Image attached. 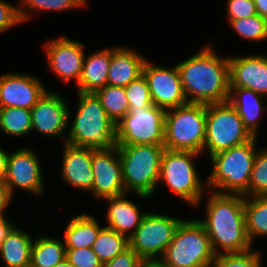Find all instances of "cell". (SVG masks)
<instances>
[{"instance_id":"obj_17","label":"cell","mask_w":267,"mask_h":267,"mask_svg":"<svg viewBox=\"0 0 267 267\" xmlns=\"http://www.w3.org/2000/svg\"><path fill=\"white\" fill-rule=\"evenodd\" d=\"M47 91L43 81L32 73L0 74V107H20L31 110Z\"/></svg>"},{"instance_id":"obj_45","label":"cell","mask_w":267,"mask_h":267,"mask_svg":"<svg viewBox=\"0 0 267 267\" xmlns=\"http://www.w3.org/2000/svg\"><path fill=\"white\" fill-rule=\"evenodd\" d=\"M54 267H76V266L71 264L65 257L61 262L56 264Z\"/></svg>"},{"instance_id":"obj_16","label":"cell","mask_w":267,"mask_h":267,"mask_svg":"<svg viewBox=\"0 0 267 267\" xmlns=\"http://www.w3.org/2000/svg\"><path fill=\"white\" fill-rule=\"evenodd\" d=\"M92 170L94 183L91 194L96 200L126 194L117 145L110 149H93Z\"/></svg>"},{"instance_id":"obj_29","label":"cell","mask_w":267,"mask_h":267,"mask_svg":"<svg viewBox=\"0 0 267 267\" xmlns=\"http://www.w3.org/2000/svg\"><path fill=\"white\" fill-rule=\"evenodd\" d=\"M0 131L10 137L32 134L31 110L20 107H0Z\"/></svg>"},{"instance_id":"obj_1","label":"cell","mask_w":267,"mask_h":267,"mask_svg":"<svg viewBox=\"0 0 267 267\" xmlns=\"http://www.w3.org/2000/svg\"><path fill=\"white\" fill-rule=\"evenodd\" d=\"M215 48L212 42H206L196 54L176 63L188 103L208 105L228 101V56L221 57Z\"/></svg>"},{"instance_id":"obj_18","label":"cell","mask_w":267,"mask_h":267,"mask_svg":"<svg viewBox=\"0 0 267 267\" xmlns=\"http://www.w3.org/2000/svg\"><path fill=\"white\" fill-rule=\"evenodd\" d=\"M259 53L228 55L230 87L251 89L267 97V55Z\"/></svg>"},{"instance_id":"obj_40","label":"cell","mask_w":267,"mask_h":267,"mask_svg":"<svg viewBox=\"0 0 267 267\" xmlns=\"http://www.w3.org/2000/svg\"><path fill=\"white\" fill-rule=\"evenodd\" d=\"M12 202L13 196L10 194L5 180H0V216L7 215L5 211L11 207Z\"/></svg>"},{"instance_id":"obj_14","label":"cell","mask_w":267,"mask_h":267,"mask_svg":"<svg viewBox=\"0 0 267 267\" xmlns=\"http://www.w3.org/2000/svg\"><path fill=\"white\" fill-rule=\"evenodd\" d=\"M65 98L54 90H47L43 94L31 108L32 133H39L44 138H59L63 144L66 143L68 112L71 106Z\"/></svg>"},{"instance_id":"obj_24","label":"cell","mask_w":267,"mask_h":267,"mask_svg":"<svg viewBox=\"0 0 267 267\" xmlns=\"http://www.w3.org/2000/svg\"><path fill=\"white\" fill-rule=\"evenodd\" d=\"M99 221L88 213L71 215L62 236L65 249L92 248L100 230L104 227Z\"/></svg>"},{"instance_id":"obj_36","label":"cell","mask_w":267,"mask_h":267,"mask_svg":"<svg viewBox=\"0 0 267 267\" xmlns=\"http://www.w3.org/2000/svg\"><path fill=\"white\" fill-rule=\"evenodd\" d=\"M226 21L229 24L232 20L252 17L257 15L253 0H225Z\"/></svg>"},{"instance_id":"obj_30","label":"cell","mask_w":267,"mask_h":267,"mask_svg":"<svg viewBox=\"0 0 267 267\" xmlns=\"http://www.w3.org/2000/svg\"><path fill=\"white\" fill-rule=\"evenodd\" d=\"M129 248V239L108 227H103L92 245V250L105 263Z\"/></svg>"},{"instance_id":"obj_3","label":"cell","mask_w":267,"mask_h":267,"mask_svg":"<svg viewBox=\"0 0 267 267\" xmlns=\"http://www.w3.org/2000/svg\"><path fill=\"white\" fill-rule=\"evenodd\" d=\"M77 98L74 114L69 107L66 143L95 150L114 147L116 124L108 117L96 94L77 92Z\"/></svg>"},{"instance_id":"obj_9","label":"cell","mask_w":267,"mask_h":267,"mask_svg":"<svg viewBox=\"0 0 267 267\" xmlns=\"http://www.w3.org/2000/svg\"><path fill=\"white\" fill-rule=\"evenodd\" d=\"M252 138L235 108L228 101L206 105L204 155L210 158Z\"/></svg>"},{"instance_id":"obj_26","label":"cell","mask_w":267,"mask_h":267,"mask_svg":"<svg viewBox=\"0 0 267 267\" xmlns=\"http://www.w3.org/2000/svg\"><path fill=\"white\" fill-rule=\"evenodd\" d=\"M66 255L64 240L48 235L35 237L31 247L30 267H54Z\"/></svg>"},{"instance_id":"obj_11","label":"cell","mask_w":267,"mask_h":267,"mask_svg":"<svg viewBox=\"0 0 267 267\" xmlns=\"http://www.w3.org/2000/svg\"><path fill=\"white\" fill-rule=\"evenodd\" d=\"M184 218L148 211L129 238V247L143 261L159 260Z\"/></svg>"},{"instance_id":"obj_27","label":"cell","mask_w":267,"mask_h":267,"mask_svg":"<svg viewBox=\"0 0 267 267\" xmlns=\"http://www.w3.org/2000/svg\"><path fill=\"white\" fill-rule=\"evenodd\" d=\"M244 213L247 234L254 245L257 238L267 237V196L244 197Z\"/></svg>"},{"instance_id":"obj_23","label":"cell","mask_w":267,"mask_h":267,"mask_svg":"<svg viewBox=\"0 0 267 267\" xmlns=\"http://www.w3.org/2000/svg\"><path fill=\"white\" fill-rule=\"evenodd\" d=\"M110 60L111 46L85 54L76 92L95 93L106 86Z\"/></svg>"},{"instance_id":"obj_22","label":"cell","mask_w":267,"mask_h":267,"mask_svg":"<svg viewBox=\"0 0 267 267\" xmlns=\"http://www.w3.org/2000/svg\"><path fill=\"white\" fill-rule=\"evenodd\" d=\"M228 102L235 108L249 133L258 138L260 121L267 112V97L251 89L230 87Z\"/></svg>"},{"instance_id":"obj_21","label":"cell","mask_w":267,"mask_h":267,"mask_svg":"<svg viewBox=\"0 0 267 267\" xmlns=\"http://www.w3.org/2000/svg\"><path fill=\"white\" fill-rule=\"evenodd\" d=\"M147 58L133 47L111 46L107 84L126 87L131 81L142 75V68Z\"/></svg>"},{"instance_id":"obj_5","label":"cell","mask_w":267,"mask_h":267,"mask_svg":"<svg viewBox=\"0 0 267 267\" xmlns=\"http://www.w3.org/2000/svg\"><path fill=\"white\" fill-rule=\"evenodd\" d=\"M200 156L203 155L193 151L165 149L158 180V186L164 182L171 194L193 209L201 206L208 191L207 181L202 179L194 162Z\"/></svg>"},{"instance_id":"obj_12","label":"cell","mask_w":267,"mask_h":267,"mask_svg":"<svg viewBox=\"0 0 267 267\" xmlns=\"http://www.w3.org/2000/svg\"><path fill=\"white\" fill-rule=\"evenodd\" d=\"M14 151V152H13ZM9 151L5 183L14 197L16 190L26 191L35 197L45 193L41 160L34 148L25 146Z\"/></svg>"},{"instance_id":"obj_37","label":"cell","mask_w":267,"mask_h":267,"mask_svg":"<svg viewBox=\"0 0 267 267\" xmlns=\"http://www.w3.org/2000/svg\"><path fill=\"white\" fill-rule=\"evenodd\" d=\"M66 259L76 267H103L92 248L66 249Z\"/></svg>"},{"instance_id":"obj_32","label":"cell","mask_w":267,"mask_h":267,"mask_svg":"<svg viewBox=\"0 0 267 267\" xmlns=\"http://www.w3.org/2000/svg\"><path fill=\"white\" fill-rule=\"evenodd\" d=\"M237 36L253 43L263 42L267 40V20L260 15H254L248 18L232 20L229 23Z\"/></svg>"},{"instance_id":"obj_13","label":"cell","mask_w":267,"mask_h":267,"mask_svg":"<svg viewBox=\"0 0 267 267\" xmlns=\"http://www.w3.org/2000/svg\"><path fill=\"white\" fill-rule=\"evenodd\" d=\"M43 50L51 73L63 84L76 82L77 86L86 54L85 45L66 35H59L44 42Z\"/></svg>"},{"instance_id":"obj_35","label":"cell","mask_w":267,"mask_h":267,"mask_svg":"<svg viewBox=\"0 0 267 267\" xmlns=\"http://www.w3.org/2000/svg\"><path fill=\"white\" fill-rule=\"evenodd\" d=\"M124 89L130 108L153 105L149 85L143 74L136 80L131 81Z\"/></svg>"},{"instance_id":"obj_4","label":"cell","mask_w":267,"mask_h":267,"mask_svg":"<svg viewBox=\"0 0 267 267\" xmlns=\"http://www.w3.org/2000/svg\"><path fill=\"white\" fill-rule=\"evenodd\" d=\"M258 138L212 155L207 189L220 194L244 195L248 191Z\"/></svg>"},{"instance_id":"obj_33","label":"cell","mask_w":267,"mask_h":267,"mask_svg":"<svg viewBox=\"0 0 267 267\" xmlns=\"http://www.w3.org/2000/svg\"><path fill=\"white\" fill-rule=\"evenodd\" d=\"M267 196V147L258 148L254 159L248 191L243 195Z\"/></svg>"},{"instance_id":"obj_7","label":"cell","mask_w":267,"mask_h":267,"mask_svg":"<svg viewBox=\"0 0 267 267\" xmlns=\"http://www.w3.org/2000/svg\"><path fill=\"white\" fill-rule=\"evenodd\" d=\"M215 255L198 218H184L159 260L169 267H211Z\"/></svg>"},{"instance_id":"obj_2","label":"cell","mask_w":267,"mask_h":267,"mask_svg":"<svg viewBox=\"0 0 267 267\" xmlns=\"http://www.w3.org/2000/svg\"><path fill=\"white\" fill-rule=\"evenodd\" d=\"M203 224L215 254L244 252L254 246L249 240L244 213V196L206 192Z\"/></svg>"},{"instance_id":"obj_44","label":"cell","mask_w":267,"mask_h":267,"mask_svg":"<svg viewBox=\"0 0 267 267\" xmlns=\"http://www.w3.org/2000/svg\"><path fill=\"white\" fill-rule=\"evenodd\" d=\"M141 267H169V266L163 264L160 260H148V261H143Z\"/></svg>"},{"instance_id":"obj_39","label":"cell","mask_w":267,"mask_h":267,"mask_svg":"<svg viewBox=\"0 0 267 267\" xmlns=\"http://www.w3.org/2000/svg\"><path fill=\"white\" fill-rule=\"evenodd\" d=\"M143 260L130 247L112 260L103 263V267H141Z\"/></svg>"},{"instance_id":"obj_20","label":"cell","mask_w":267,"mask_h":267,"mask_svg":"<svg viewBox=\"0 0 267 267\" xmlns=\"http://www.w3.org/2000/svg\"><path fill=\"white\" fill-rule=\"evenodd\" d=\"M131 194L102 199L108 204L105 227L117 231L128 239L139 227L148 211H140V206L128 198ZM128 196V197H127Z\"/></svg>"},{"instance_id":"obj_31","label":"cell","mask_w":267,"mask_h":267,"mask_svg":"<svg viewBox=\"0 0 267 267\" xmlns=\"http://www.w3.org/2000/svg\"><path fill=\"white\" fill-rule=\"evenodd\" d=\"M108 117L116 124L128 112L129 103L124 87L106 85L95 92Z\"/></svg>"},{"instance_id":"obj_8","label":"cell","mask_w":267,"mask_h":267,"mask_svg":"<svg viewBox=\"0 0 267 267\" xmlns=\"http://www.w3.org/2000/svg\"><path fill=\"white\" fill-rule=\"evenodd\" d=\"M206 105L187 103L165 112L164 148L204 155Z\"/></svg>"},{"instance_id":"obj_6","label":"cell","mask_w":267,"mask_h":267,"mask_svg":"<svg viewBox=\"0 0 267 267\" xmlns=\"http://www.w3.org/2000/svg\"><path fill=\"white\" fill-rule=\"evenodd\" d=\"M122 163L123 182L127 194L151 199L158 190L163 145L135 144L117 146Z\"/></svg>"},{"instance_id":"obj_41","label":"cell","mask_w":267,"mask_h":267,"mask_svg":"<svg viewBox=\"0 0 267 267\" xmlns=\"http://www.w3.org/2000/svg\"><path fill=\"white\" fill-rule=\"evenodd\" d=\"M15 225V221H12L10 217L6 215L0 216V246Z\"/></svg>"},{"instance_id":"obj_28","label":"cell","mask_w":267,"mask_h":267,"mask_svg":"<svg viewBox=\"0 0 267 267\" xmlns=\"http://www.w3.org/2000/svg\"><path fill=\"white\" fill-rule=\"evenodd\" d=\"M18 15L21 23L31 20L36 12H65L88 7V0H18ZM79 8V9H78ZM33 10V11H32Z\"/></svg>"},{"instance_id":"obj_43","label":"cell","mask_w":267,"mask_h":267,"mask_svg":"<svg viewBox=\"0 0 267 267\" xmlns=\"http://www.w3.org/2000/svg\"><path fill=\"white\" fill-rule=\"evenodd\" d=\"M258 15L267 20V0H253Z\"/></svg>"},{"instance_id":"obj_25","label":"cell","mask_w":267,"mask_h":267,"mask_svg":"<svg viewBox=\"0 0 267 267\" xmlns=\"http://www.w3.org/2000/svg\"><path fill=\"white\" fill-rule=\"evenodd\" d=\"M34 237L15 225L0 246V259L5 267H30Z\"/></svg>"},{"instance_id":"obj_42","label":"cell","mask_w":267,"mask_h":267,"mask_svg":"<svg viewBox=\"0 0 267 267\" xmlns=\"http://www.w3.org/2000/svg\"><path fill=\"white\" fill-rule=\"evenodd\" d=\"M8 150L0 147V180H4L7 171Z\"/></svg>"},{"instance_id":"obj_10","label":"cell","mask_w":267,"mask_h":267,"mask_svg":"<svg viewBox=\"0 0 267 267\" xmlns=\"http://www.w3.org/2000/svg\"><path fill=\"white\" fill-rule=\"evenodd\" d=\"M166 110L156 105L129 108L116 123V145L164 144Z\"/></svg>"},{"instance_id":"obj_19","label":"cell","mask_w":267,"mask_h":267,"mask_svg":"<svg viewBox=\"0 0 267 267\" xmlns=\"http://www.w3.org/2000/svg\"><path fill=\"white\" fill-rule=\"evenodd\" d=\"M60 179L66 185L84 191L89 195L93 189L94 174L92 170L93 149L62 144Z\"/></svg>"},{"instance_id":"obj_38","label":"cell","mask_w":267,"mask_h":267,"mask_svg":"<svg viewBox=\"0 0 267 267\" xmlns=\"http://www.w3.org/2000/svg\"><path fill=\"white\" fill-rule=\"evenodd\" d=\"M19 24L22 25L18 15V5L6 0H0V34Z\"/></svg>"},{"instance_id":"obj_15","label":"cell","mask_w":267,"mask_h":267,"mask_svg":"<svg viewBox=\"0 0 267 267\" xmlns=\"http://www.w3.org/2000/svg\"><path fill=\"white\" fill-rule=\"evenodd\" d=\"M147 58L142 68L153 105L165 110L187 104L177 65L159 66Z\"/></svg>"},{"instance_id":"obj_34","label":"cell","mask_w":267,"mask_h":267,"mask_svg":"<svg viewBox=\"0 0 267 267\" xmlns=\"http://www.w3.org/2000/svg\"><path fill=\"white\" fill-rule=\"evenodd\" d=\"M261 251L252 248L244 252L216 254L211 267H261Z\"/></svg>"}]
</instances>
